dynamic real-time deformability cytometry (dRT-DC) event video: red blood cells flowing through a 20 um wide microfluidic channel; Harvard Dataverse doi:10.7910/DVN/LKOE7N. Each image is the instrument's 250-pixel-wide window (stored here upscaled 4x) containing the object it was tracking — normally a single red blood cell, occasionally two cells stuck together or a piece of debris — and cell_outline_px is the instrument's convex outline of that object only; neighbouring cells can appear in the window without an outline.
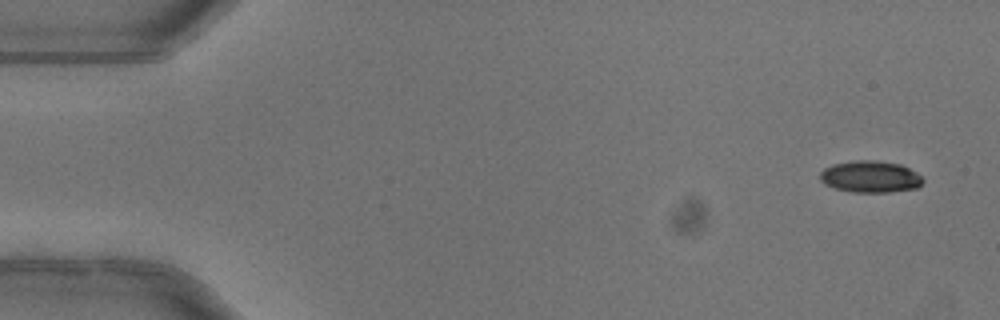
{"species": "common noctule bat (a hibernating species)", "species_latin": "Nyctalus noctula", "temperature_condition": "warm", "stored_images_in_passage": 4, "camera_frame_rate_fps": 3000, "um_per_image_px": 0.085, "animal": {"sex": "female"}, "frame": {"image": 1, "passage_image": 1, "time_ms": 0.0, "image_size_px": [1000, 320], "cell_outline_px": [[924, 180], [916, 188], [888, 192], [852, 192], [836, 188], [824, 184], [820, 180], [820, 172], [824, 168], [832, 164], [856, 160], [876, 160], [900, 164], [916, 172]], "centroid_in_image_um": [73.95, 15.01], "position_along_channel_um": 11.0, "area_um2": 18.96}}
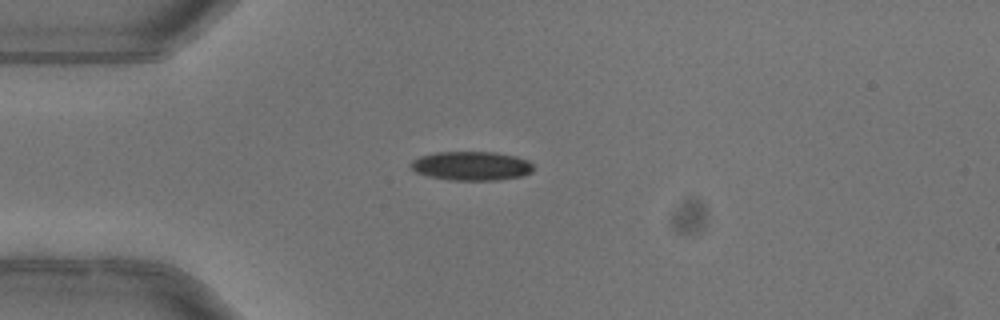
{"frame": {"image": 2, "passage_image": 4, "time_ms": 1.0, "image_size_px": [1000, 320], "cell_outline_px": [[532, 172], [520, 176], [496, 180], [452, 180], [428, 176], [416, 172], [408, 164], [412, 160], [420, 156], [436, 152], [496, 152], [516, 156], [528, 160], [532, 164]], "centroid_in_image_um": [40.05, 14.09], "position_along_channel_um": 45.0, "area_um2": 20.69}}